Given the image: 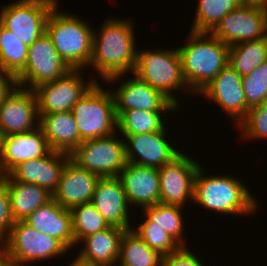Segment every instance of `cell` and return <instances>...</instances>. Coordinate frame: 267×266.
<instances>
[{
  "mask_svg": "<svg viewBox=\"0 0 267 266\" xmlns=\"http://www.w3.org/2000/svg\"><path fill=\"white\" fill-rule=\"evenodd\" d=\"M24 222L38 232L54 237L67 250L75 245L71 212L53 199L38 207Z\"/></svg>",
  "mask_w": 267,
  "mask_h": 266,
  "instance_id": "obj_23",
  "label": "cell"
},
{
  "mask_svg": "<svg viewBox=\"0 0 267 266\" xmlns=\"http://www.w3.org/2000/svg\"><path fill=\"white\" fill-rule=\"evenodd\" d=\"M28 46L0 24V70L17 77L25 67Z\"/></svg>",
  "mask_w": 267,
  "mask_h": 266,
  "instance_id": "obj_29",
  "label": "cell"
},
{
  "mask_svg": "<svg viewBox=\"0 0 267 266\" xmlns=\"http://www.w3.org/2000/svg\"><path fill=\"white\" fill-rule=\"evenodd\" d=\"M69 160V154L51 151L44 157L19 163L8 174L0 176V179L36 184L53 193Z\"/></svg>",
  "mask_w": 267,
  "mask_h": 266,
  "instance_id": "obj_17",
  "label": "cell"
},
{
  "mask_svg": "<svg viewBox=\"0 0 267 266\" xmlns=\"http://www.w3.org/2000/svg\"><path fill=\"white\" fill-rule=\"evenodd\" d=\"M201 170L199 166L195 174L194 201L228 214L253 213L257 208L254 197L241 181L231 176H203Z\"/></svg>",
  "mask_w": 267,
  "mask_h": 266,
  "instance_id": "obj_4",
  "label": "cell"
},
{
  "mask_svg": "<svg viewBox=\"0 0 267 266\" xmlns=\"http://www.w3.org/2000/svg\"><path fill=\"white\" fill-rule=\"evenodd\" d=\"M128 203L152 206L159 203L160 179L158 168L142 167L127 162L119 173Z\"/></svg>",
  "mask_w": 267,
  "mask_h": 266,
  "instance_id": "obj_22",
  "label": "cell"
},
{
  "mask_svg": "<svg viewBox=\"0 0 267 266\" xmlns=\"http://www.w3.org/2000/svg\"><path fill=\"white\" fill-rule=\"evenodd\" d=\"M39 127L52 151L71 154L82 142L71 111L39 114Z\"/></svg>",
  "mask_w": 267,
  "mask_h": 266,
  "instance_id": "obj_24",
  "label": "cell"
},
{
  "mask_svg": "<svg viewBox=\"0 0 267 266\" xmlns=\"http://www.w3.org/2000/svg\"><path fill=\"white\" fill-rule=\"evenodd\" d=\"M161 266H203L201 262L186 247L168 255H163Z\"/></svg>",
  "mask_w": 267,
  "mask_h": 266,
  "instance_id": "obj_38",
  "label": "cell"
},
{
  "mask_svg": "<svg viewBox=\"0 0 267 266\" xmlns=\"http://www.w3.org/2000/svg\"><path fill=\"white\" fill-rule=\"evenodd\" d=\"M80 69H71L63 77L42 84L34 89L39 114L71 111L77 101L95 81L85 85L78 75Z\"/></svg>",
  "mask_w": 267,
  "mask_h": 266,
  "instance_id": "obj_12",
  "label": "cell"
},
{
  "mask_svg": "<svg viewBox=\"0 0 267 266\" xmlns=\"http://www.w3.org/2000/svg\"><path fill=\"white\" fill-rule=\"evenodd\" d=\"M243 133L249 138H267V100L259 106L249 109L245 118L239 123Z\"/></svg>",
  "mask_w": 267,
  "mask_h": 266,
  "instance_id": "obj_36",
  "label": "cell"
},
{
  "mask_svg": "<svg viewBox=\"0 0 267 266\" xmlns=\"http://www.w3.org/2000/svg\"><path fill=\"white\" fill-rule=\"evenodd\" d=\"M16 86V77L10 73L0 70V107Z\"/></svg>",
  "mask_w": 267,
  "mask_h": 266,
  "instance_id": "obj_39",
  "label": "cell"
},
{
  "mask_svg": "<svg viewBox=\"0 0 267 266\" xmlns=\"http://www.w3.org/2000/svg\"><path fill=\"white\" fill-rule=\"evenodd\" d=\"M37 117L39 113L35 91L30 87L24 90L17 85L0 107V137L37 129L39 121L34 126Z\"/></svg>",
  "mask_w": 267,
  "mask_h": 266,
  "instance_id": "obj_14",
  "label": "cell"
},
{
  "mask_svg": "<svg viewBox=\"0 0 267 266\" xmlns=\"http://www.w3.org/2000/svg\"><path fill=\"white\" fill-rule=\"evenodd\" d=\"M267 61V36L229 47L228 64L241 76L251 73Z\"/></svg>",
  "mask_w": 267,
  "mask_h": 266,
  "instance_id": "obj_27",
  "label": "cell"
},
{
  "mask_svg": "<svg viewBox=\"0 0 267 266\" xmlns=\"http://www.w3.org/2000/svg\"><path fill=\"white\" fill-rule=\"evenodd\" d=\"M105 23L100 35L93 33L89 66H95L102 79L112 82L130 70L134 72L137 51L131 22L112 18Z\"/></svg>",
  "mask_w": 267,
  "mask_h": 266,
  "instance_id": "obj_1",
  "label": "cell"
},
{
  "mask_svg": "<svg viewBox=\"0 0 267 266\" xmlns=\"http://www.w3.org/2000/svg\"><path fill=\"white\" fill-rule=\"evenodd\" d=\"M91 203L110 226L130 230L128 201L118 177H103L96 184Z\"/></svg>",
  "mask_w": 267,
  "mask_h": 266,
  "instance_id": "obj_21",
  "label": "cell"
},
{
  "mask_svg": "<svg viewBox=\"0 0 267 266\" xmlns=\"http://www.w3.org/2000/svg\"><path fill=\"white\" fill-rule=\"evenodd\" d=\"M126 229L117 226L91 234L82 239L85 245L77 257L78 260L89 264L111 266L117 264L121 238Z\"/></svg>",
  "mask_w": 267,
  "mask_h": 266,
  "instance_id": "obj_25",
  "label": "cell"
},
{
  "mask_svg": "<svg viewBox=\"0 0 267 266\" xmlns=\"http://www.w3.org/2000/svg\"><path fill=\"white\" fill-rule=\"evenodd\" d=\"M117 128L122 135H137L161 131L163 125L160 112L144 110H116Z\"/></svg>",
  "mask_w": 267,
  "mask_h": 266,
  "instance_id": "obj_30",
  "label": "cell"
},
{
  "mask_svg": "<svg viewBox=\"0 0 267 266\" xmlns=\"http://www.w3.org/2000/svg\"><path fill=\"white\" fill-rule=\"evenodd\" d=\"M0 237V244H4L0 246V266H13L12 261L10 258V253L8 249V243L7 240Z\"/></svg>",
  "mask_w": 267,
  "mask_h": 266,
  "instance_id": "obj_40",
  "label": "cell"
},
{
  "mask_svg": "<svg viewBox=\"0 0 267 266\" xmlns=\"http://www.w3.org/2000/svg\"><path fill=\"white\" fill-rule=\"evenodd\" d=\"M132 231L143 239L150 248L158 251L162 256L176 252L182 247L161 227L152 225V221L148 217L145 222L140 224L138 230Z\"/></svg>",
  "mask_w": 267,
  "mask_h": 266,
  "instance_id": "obj_34",
  "label": "cell"
},
{
  "mask_svg": "<svg viewBox=\"0 0 267 266\" xmlns=\"http://www.w3.org/2000/svg\"><path fill=\"white\" fill-rule=\"evenodd\" d=\"M71 68L59 56L51 38L45 32L28 46V58L24 70L16 77L17 85L30 82L31 89L52 82L67 74Z\"/></svg>",
  "mask_w": 267,
  "mask_h": 266,
  "instance_id": "obj_9",
  "label": "cell"
},
{
  "mask_svg": "<svg viewBox=\"0 0 267 266\" xmlns=\"http://www.w3.org/2000/svg\"><path fill=\"white\" fill-rule=\"evenodd\" d=\"M240 4V0H199L192 31L211 33Z\"/></svg>",
  "mask_w": 267,
  "mask_h": 266,
  "instance_id": "obj_31",
  "label": "cell"
},
{
  "mask_svg": "<svg viewBox=\"0 0 267 266\" xmlns=\"http://www.w3.org/2000/svg\"><path fill=\"white\" fill-rule=\"evenodd\" d=\"M69 266H106L102 264H89L78 260L77 258Z\"/></svg>",
  "mask_w": 267,
  "mask_h": 266,
  "instance_id": "obj_41",
  "label": "cell"
},
{
  "mask_svg": "<svg viewBox=\"0 0 267 266\" xmlns=\"http://www.w3.org/2000/svg\"><path fill=\"white\" fill-rule=\"evenodd\" d=\"M242 86L249 108L264 103L267 100V61L242 77Z\"/></svg>",
  "mask_w": 267,
  "mask_h": 266,
  "instance_id": "obj_35",
  "label": "cell"
},
{
  "mask_svg": "<svg viewBox=\"0 0 267 266\" xmlns=\"http://www.w3.org/2000/svg\"><path fill=\"white\" fill-rule=\"evenodd\" d=\"M14 223L15 220L11 212L10 196L8 193V189L5 183L0 179V237L1 238L4 239L8 238Z\"/></svg>",
  "mask_w": 267,
  "mask_h": 266,
  "instance_id": "obj_37",
  "label": "cell"
},
{
  "mask_svg": "<svg viewBox=\"0 0 267 266\" xmlns=\"http://www.w3.org/2000/svg\"><path fill=\"white\" fill-rule=\"evenodd\" d=\"M7 243L13 266L53 258L68 251L57 239L38 232L24 221L13 224Z\"/></svg>",
  "mask_w": 267,
  "mask_h": 266,
  "instance_id": "obj_11",
  "label": "cell"
},
{
  "mask_svg": "<svg viewBox=\"0 0 267 266\" xmlns=\"http://www.w3.org/2000/svg\"><path fill=\"white\" fill-rule=\"evenodd\" d=\"M180 206L157 203L152 206L144 207L146 217L152 221V225H158L174 238L182 247V214Z\"/></svg>",
  "mask_w": 267,
  "mask_h": 266,
  "instance_id": "obj_33",
  "label": "cell"
},
{
  "mask_svg": "<svg viewBox=\"0 0 267 266\" xmlns=\"http://www.w3.org/2000/svg\"><path fill=\"white\" fill-rule=\"evenodd\" d=\"M70 212L75 245L83 238L110 227L91 202L74 206Z\"/></svg>",
  "mask_w": 267,
  "mask_h": 266,
  "instance_id": "obj_32",
  "label": "cell"
},
{
  "mask_svg": "<svg viewBox=\"0 0 267 266\" xmlns=\"http://www.w3.org/2000/svg\"><path fill=\"white\" fill-rule=\"evenodd\" d=\"M56 0H19L1 10L0 24L27 46L46 32V23Z\"/></svg>",
  "mask_w": 267,
  "mask_h": 266,
  "instance_id": "obj_8",
  "label": "cell"
},
{
  "mask_svg": "<svg viewBox=\"0 0 267 266\" xmlns=\"http://www.w3.org/2000/svg\"><path fill=\"white\" fill-rule=\"evenodd\" d=\"M82 141L114 134L117 115L114 95L94 83L71 110Z\"/></svg>",
  "mask_w": 267,
  "mask_h": 266,
  "instance_id": "obj_5",
  "label": "cell"
},
{
  "mask_svg": "<svg viewBox=\"0 0 267 266\" xmlns=\"http://www.w3.org/2000/svg\"><path fill=\"white\" fill-rule=\"evenodd\" d=\"M119 266H131V265L121 263V265Z\"/></svg>",
  "mask_w": 267,
  "mask_h": 266,
  "instance_id": "obj_42",
  "label": "cell"
},
{
  "mask_svg": "<svg viewBox=\"0 0 267 266\" xmlns=\"http://www.w3.org/2000/svg\"><path fill=\"white\" fill-rule=\"evenodd\" d=\"M199 93L209 96L240 123L249 107L246 104L242 77L227 64ZM240 120V121H239Z\"/></svg>",
  "mask_w": 267,
  "mask_h": 266,
  "instance_id": "obj_16",
  "label": "cell"
},
{
  "mask_svg": "<svg viewBox=\"0 0 267 266\" xmlns=\"http://www.w3.org/2000/svg\"><path fill=\"white\" fill-rule=\"evenodd\" d=\"M191 32L190 43L177 49L187 88L199 93L227 64L229 45L212 33ZM207 40V41H206Z\"/></svg>",
  "mask_w": 267,
  "mask_h": 266,
  "instance_id": "obj_2",
  "label": "cell"
},
{
  "mask_svg": "<svg viewBox=\"0 0 267 266\" xmlns=\"http://www.w3.org/2000/svg\"><path fill=\"white\" fill-rule=\"evenodd\" d=\"M40 127L19 134L0 137V176L8 174L24 161L41 158L51 152Z\"/></svg>",
  "mask_w": 267,
  "mask_h": 266,
  "instance_id": "obj_15",
  "label": "cell"
},
{
  "mask_svg": "<svg viewBox=\"0 0 267 266\" xmlns=\"http://www.w3.org/2000/svg\"><path fill=\"white\" fill-rule=\"evenodd\" d=\"M133 74L163 93L176 106L178 102L171 91L174 92V89L187 86L177 49L171 51L160 49L154 52L149 49L137 51L136 67Z\"/></svg>",
  "mask_w": 267,
  "mask_h": 266,
  "instance_id": "obj_6",
  "label": "cell"
},
{
  "mask_svg": "<svg viewBox=\"0 0 267 266\" xmlns=\"http://www.w3.org/2000/svg\"><path fill=\"white\" fill-rule=\"evenodd\" d=\"M100 177L80 168L69 160L63 169L52 199L62 207L70 210L74 206L92 201L95 187Z\"/></svg>",
  "mask_w": 267,
  "mask_h": 266,
  "instance_id": "obj_19",
  "label": "cell"
},
{
  "mask_svg": "<svg viewBox=\"0 0 267 266\" xmlns=\"http://www.w3.org/2000/svg\"><path fill=\"white\" fill-rule=\"evenodd\" d=\"M46 33L59 56L71 69L89 65L92 57L93 30L76 16L51 9L46 23Z\"/></svg>",
  "mask_w": 267,
  "mask_h": 266,
  "instance_id": "obj_3",
  "label": "cell"
},
{
  "mask_svg": "<svg viewBox=\"0 0 267 266\" xmlns=\"http://www.w3.org/2000/svg\"><path fill=\"white\" fill-rule=\"evenodd\" d=\"M2 181L8 189L15 222L24 221L38 207L52 200V193L39 185L17 180Z\"/></svg>",
  "mask_w": 267,
  "mask_h": 266,
  "instance_id": "obj_26",
  "label": "cell"
},
{
  "mask_svg": "<svg viewBox=\"0 0 267 266\" xmlns=\"http://www.w3.org/2000/svg\"><path fill=\"white\" fill-rule=\"evenodd\" d=\"M164 131L163 128L161 131L145 134L124 135L130 144L125 142L127 162L142 167L161 168L177 157L180 152L166 141ZM136 152L140 159L135 156Z\"/></svg>",
  "mask_w": 267,
  "mask_h": 266,
  "instance_id": "obj_18",
  "label": "cell"
},
{
  "mask_svg": "<svg viewBox=\"0 0 267 266\" xmlns=\"http://www.w3.org/2000/svg\"><path fill=\"white\" fill-rule=\"evenodd\" d=\"M113 93L116 110H144L163 112L176 109L169 98L136 75L133 79L123 82Z\"/></svg>",
  "mask_w": 267,
  "mask_h": 266,
  "instance_id": "obj_20",
  "label": "cell"
},
{
  "mask_svg": "<svg viewBox=\"0 0 267 266\" xmlns=\"http://www.w3.org/2000/svg\"><path fill=\"white\" fill-rule=\"evenodd\" d=\"M198 168L199 164L196 161L182 153L158 168L159 203L182 207L187 197L193 199L195 174Z\"/></svg>",
  "mask_w": 267,
  "mask_h": 266,
  "instance_id": "obj_13",
  "label": "cell"
},
{
  "mask_svg": "<svg viewBox=\"0 0 267 266\" xmlns=\"http://www.w3.org/2000/svg\"><path fill=\"white\" fill-rule=\"evenodd\" d=\"M211 33L229 46L265 38L267 36V8L240 4L229 12Z\"/></svg>",
  "mask_w": 267,
  "mask_h": 266,
  "instance_id": "obj_10",
  "label": "cell"
},
{
  "mask_svg": "<svg viewBox=\"0 0 267 266\" xmlns=\"http://www.w3.org/2000/svg\"><path fill=\"white\" fill-rule=\"evenodd\" d=\"M118 260L131 266H161L162 255L130 229L121 238Z\"/></svg>",
  "mask_w": 267,
  "mask_h": 266,
  "instance_id": "obj_28",
  "label": "cell"
},
{
  "mask_svg": "<svg viewBox=\"0 0 267 266\" xmlns=\"http://www.w3.org/2000/svg\"><path fill=\"white\" fill-rule=\"evenodd\" d=\"M80 168L103 177H118L126 166L125 141L113 135L82 141L70 154Z\"/></svg>",
  "mask_w": 267,
  "mask_h": 266,
  "instance_id": "obj_7",
  "label": "cell"
}]
</instances>
